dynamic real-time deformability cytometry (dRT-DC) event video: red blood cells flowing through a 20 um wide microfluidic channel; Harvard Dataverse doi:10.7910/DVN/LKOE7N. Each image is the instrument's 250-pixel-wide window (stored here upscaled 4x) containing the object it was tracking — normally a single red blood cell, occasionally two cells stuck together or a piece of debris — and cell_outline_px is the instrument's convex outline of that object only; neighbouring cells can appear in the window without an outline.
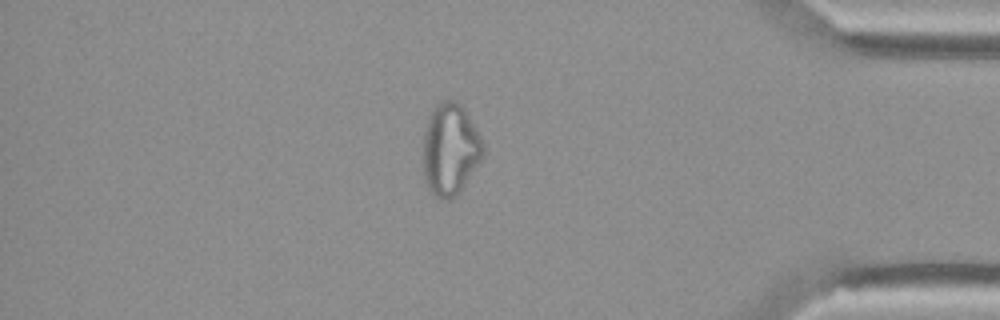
{"species": "Egyptian fruit bat (a non-hibernating species)", "species_latin": "Rousettus aegyptiacus", "temperature_condition": "cold", "stored_images_in_passage": 54, "camera_frame_rate_fps": 3000, "um_per_image_px": 0.085, "animal": {"sex": "female"}, "frame": {"image": 1, "passage_image": 46, "time_ms": 15.0, "image_size_px": [1000, 320], "cell_outline_px": [[484, 152], [480, 160], [464, 184], [448, 200], [444, 200], [436, 196], [428, 188], [424, 180], [424, 132], [428, 116], [432, 108], [436, 104], [448, 96], [456, 100], [464, 108], [480, 136], [484, 144]], "centroid_in_image_um": [38.25, 12.61], "position_along_channel_um": 397.0, "area_um2": 31.85}}